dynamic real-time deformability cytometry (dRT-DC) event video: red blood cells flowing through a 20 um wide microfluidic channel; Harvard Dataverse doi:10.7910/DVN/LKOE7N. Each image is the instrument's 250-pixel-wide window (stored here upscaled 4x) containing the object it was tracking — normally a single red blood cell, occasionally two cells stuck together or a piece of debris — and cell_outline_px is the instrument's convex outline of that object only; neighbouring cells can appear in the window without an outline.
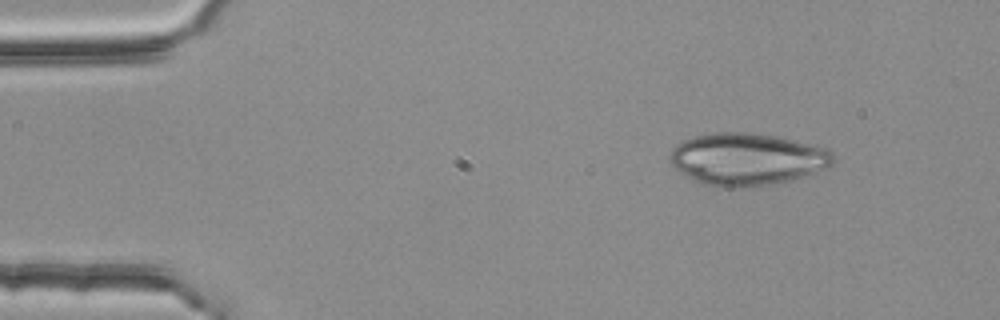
{"species": "common noctule bat (a hibernating species)", "species_latin": "Nyctalus noctula", "temperature_condition": "room temperature", "stored_images_in_passage": 3, "camera_frame_rate_fps": 3000, "um_per_image_px": 0.085, "animal": {"sex": "female", "body_mass_g": 25.1}, "frame": {"image": 1, "passage_image": 1, "time_ms": 0.0, "image_size_px": [1000, 320], "cell_outline_px": [[836, 160], [832, 164], [816, 172], [804, 176], [788, 180], [768, 184], [740, 188], [712, 188], [700, 184], [692, 180], [680, 172], [672, 164], [668, 156], [672, 148], [676, 144], [684, 140], [696, 136], [716, 132], [748, 132], [776, 136], [816, 144], [828, 148], [832, 152]], "centroid_in_image_um": [63.49, 13.53], "position_along_channel_um": 21.5, "area_um2": 50.23}}